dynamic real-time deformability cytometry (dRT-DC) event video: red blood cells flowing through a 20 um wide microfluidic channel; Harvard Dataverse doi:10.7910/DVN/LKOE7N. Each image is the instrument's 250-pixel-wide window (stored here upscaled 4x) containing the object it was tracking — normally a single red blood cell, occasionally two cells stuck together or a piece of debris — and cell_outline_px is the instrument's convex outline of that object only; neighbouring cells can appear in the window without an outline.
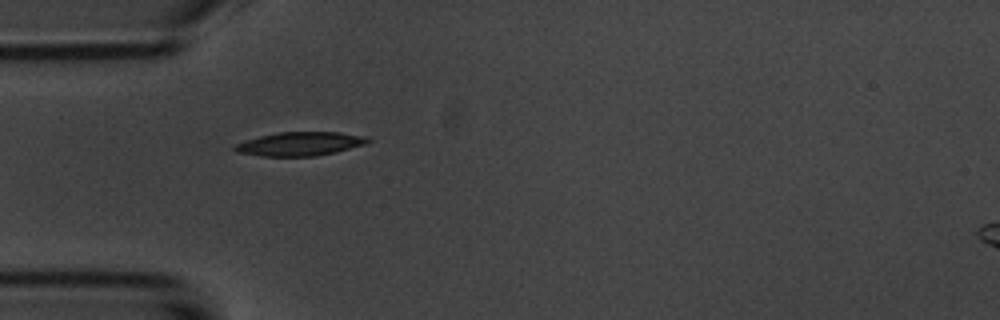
{"species": "common noctule bat (a hibernating species)", "species_latin": "Nyctalus noctula", "temperature_condition": "room temperature", "stored_images_in_passage": 35, "camera_frame_rate_fps": 3000, "um_per_image_px": 0.085, "animal": {"sex": "male", "body_mass_g": 20.1, "forearm_length_mm": 53.5}, "frame": {"image": 1, "passage_image": 1, "time_ms": 0.0, "image_size_px": [1000, 320], "cell_outline_px": [[372, 140], [368, 144], [316, 156], [260, 156], [236, 152], [232, 148], [236, 144], [260, 136], [276, 132], [340, 132], [368, 136]], "centroid_in_image_um": [25.55, 12.22], "position_along_channel_um": 59.5, "area_um2": 18.5}}
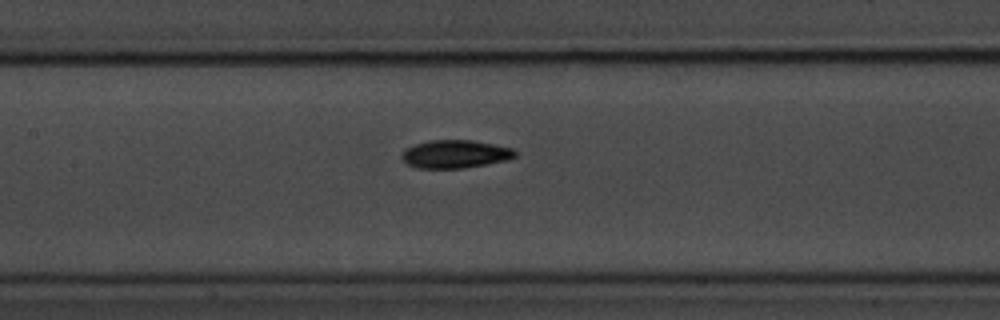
{"frame": {"image": 2, "passage_image": 10, "time_ms": 3.0, "image_size_px": [1000, 320], "cell_outline_px": [[516, 156], [508, 160], [464, 168], [416, 168], [400, 160], [400, 156], [404, 148], [428, 140], [472, 140], [512, 148], [516, 152]], "centroid_in_image_um": [38.64, 13.1], "position_along_channel_um": 168.8, "area_um2": 18.67}}
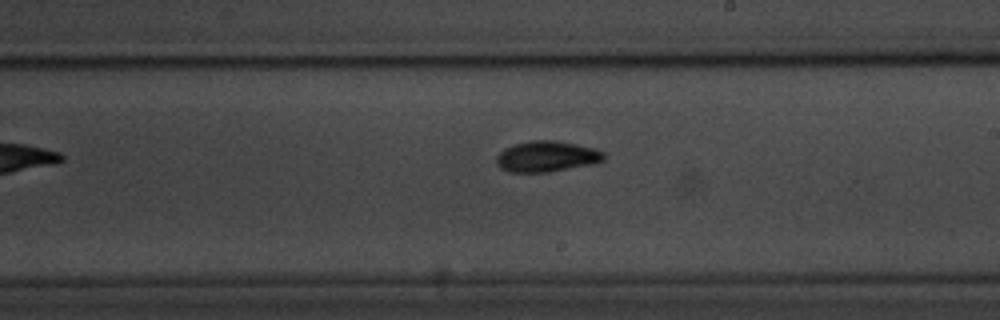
{"frame": {"image": 3, "passage_image": 16, "time_ms": 5.0, "image_size_px": [1000, 320], "cell_outline_px": [[608, 156], [604, 160], [592, 164], [548, 172], [508, 172], [500, 168], [496, 164], [496, 156], [504, 148], [516, 144], [532, 140], [556, 140], [596, 148], [604, 152]], "centroid_in_image_um": [46.49, 13.3], "position_along_channel_um": 242.5, "area_um2": 19.48}, "authors_computed_cell_mechanics": {"area_um2": 18.3804, "velocity_mm_per_s": 3.6996, "shape_relaxation_time_tau1_ms": 2.3486, "shape_relaxation_time_tau2_ms": 3.8296, "deformation_change_tau1": 0.1249, "deformation_change_tau2": 0.0779}}